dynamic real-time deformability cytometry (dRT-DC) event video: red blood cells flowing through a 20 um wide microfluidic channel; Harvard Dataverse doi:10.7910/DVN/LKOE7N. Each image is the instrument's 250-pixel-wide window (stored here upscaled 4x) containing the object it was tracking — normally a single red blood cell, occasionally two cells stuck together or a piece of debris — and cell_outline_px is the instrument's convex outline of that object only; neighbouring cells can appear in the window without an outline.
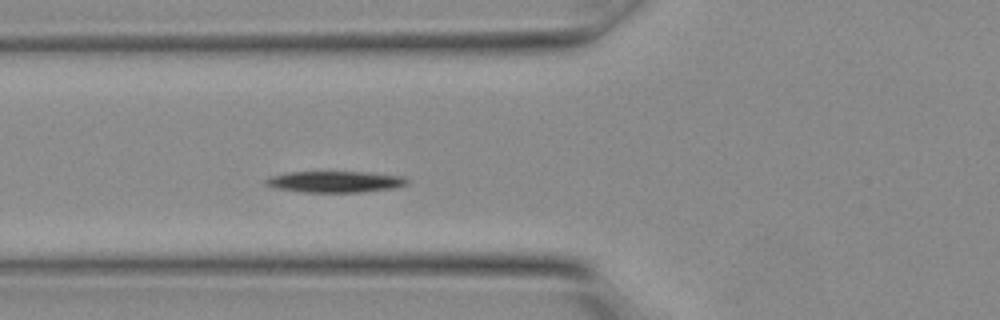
{"species": "Egyptian fruit bat (a non-hibernating species)", "species_latin": "Rousettus aegyptiacus", "temperature_condition": "warm", "stored_images_in_passage": 7, "camera_frame_rate_fps": 3000, "um_per_image_px": 0.085, "animal": {"sex": "female"}, "frame": {"image": 1, "passage_image": 7, "time_ms": 2.0, "image_size_px": [1000, 320], "cell_outline_px": [[408, 184], [392, 188], [360, 192], [304, 192], [272, 188], [264, 184], [264, 180], [272, 176], [288, 172], [360, 172], [404, 176], [408, 180]], "centroid_in_image_um": [28.43, 15.45], "position_along_channel_um": 97.4, "area_um2": 17.46}}